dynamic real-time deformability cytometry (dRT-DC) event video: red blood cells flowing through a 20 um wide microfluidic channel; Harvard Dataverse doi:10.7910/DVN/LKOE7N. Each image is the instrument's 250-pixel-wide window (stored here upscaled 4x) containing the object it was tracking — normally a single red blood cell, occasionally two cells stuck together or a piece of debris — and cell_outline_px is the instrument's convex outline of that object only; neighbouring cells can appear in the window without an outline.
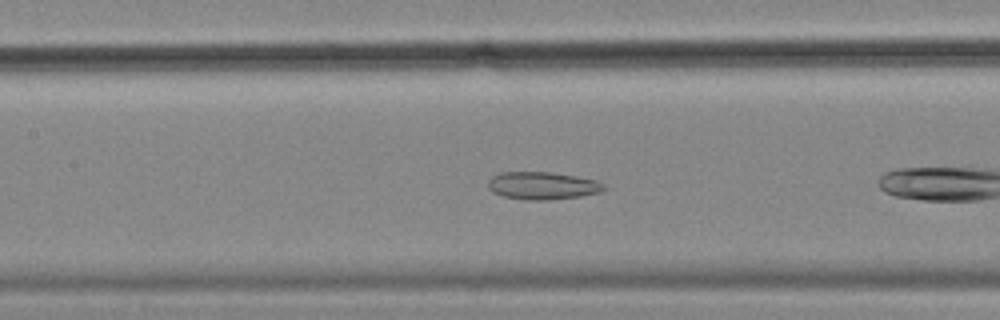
{"species": "common noctule bat (a hibernating species)", "species_latin": "Nyctalus noctula", "temperature_condition": "cold", "stored_images_in_passage": 46, "camera_frame_rate_fps": 3000, "um_per_image_px": 0.085, "animal": {"sex": "female", "body_mass_g": 18.4}, "frame": {"image": 1, "passage_image": 14, "time_ms": 4.333, "image_size_px": [1000, 320], "cell_outline_px": [[608, 188], [600, 192], [580, 196], [544, 200], [524, 200], [504, 196], [492, 192], [488, 188], [488, 180], [492, 176], [500, 172], [548, 172], [576, 176], [596, 180], [604, 184]], "centroid_in_image_um": [46.1, 15.78], "position_along_channel_um": 161.3, "area_um2": 18.67}, "authors_computed_cell_mechanics": {"area_um2": 21.5594, "velocity_mm_per_s": 3.5529, "shape_relaxation_time_tau1_ms": null, "shape_relaxation_time_tau2_ms": 4.2405, "deformation_change_tau1": null, "deformation_change_tau2": 0.1102}}